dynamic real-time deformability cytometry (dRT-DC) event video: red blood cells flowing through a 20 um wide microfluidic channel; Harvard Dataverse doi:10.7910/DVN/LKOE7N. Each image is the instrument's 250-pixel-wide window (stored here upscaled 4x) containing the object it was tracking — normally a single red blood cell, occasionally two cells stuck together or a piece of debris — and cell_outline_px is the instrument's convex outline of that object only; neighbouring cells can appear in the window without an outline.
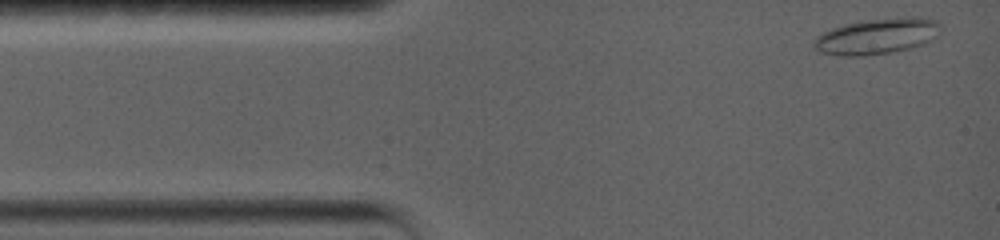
{"species": "common noctule bat (a hibernating species)", "species_latin": "Nyctalus noctula", "temperature_condition": "warm", "stored_images_in_passage": 32, "camera_frame_rate_fps": 5000, "um_per_image_px": 0.085, "animal": {"sex": "female", "body_mass_g": 19.0, "forearm_length_mm": 56.7}, "frame": {"image": 1, "passage_image": 1, "time_ms": 0.0, "image_size_px": [1000, 240], "cell_outline_px": [[940, 36], [924, 44], [892, 52], [864, 56], [840, 56], [820, 52], [812, 44], [812, 40], [816, 36], [832, 28], [844, 24], [868, 20], [912, 16], [920, 16], [936, 20], [940, 24]], "centroid_in_image_um": [74.57, 3.08], "position_along_channel_um": 10.4, "area_um2": 26.7}}
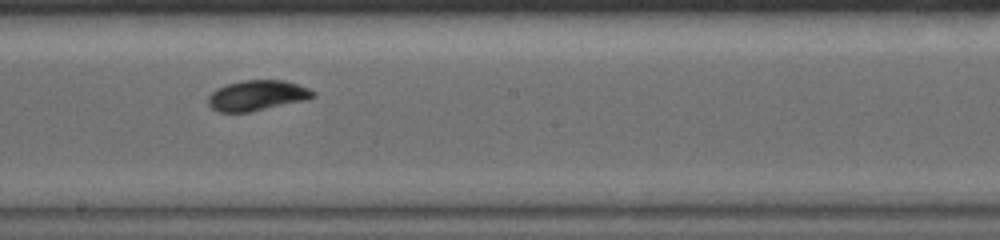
{"frame": {"image": 2, "passage_image": 18, "time_ms": 7.8, "image_size_px": [1000, 240], "cell_outline_px": [[316, 96], [304, 100], [248, 112], [220, 112], [212, 108], [208, 104], [208, 96], [216, 88], [228, 84], [244, 80], [284, 80], [308, 88], [316, 92]], "centroid_in_image_um": [21.84, 8.11], "position_along_channel_um": 226.4, "area_um2": 18.32}}
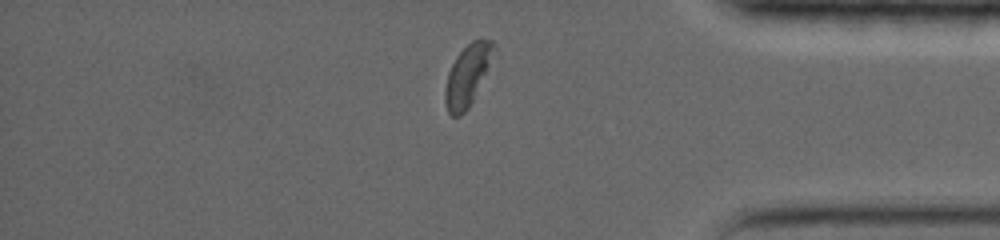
{"frame": {"image": 3, "passage_image": 29, "time_ms": 13.0, "image_size_px": [1000, 240], "cell_outline_px": [[496, 48], [472, 100], [468, 108], [460, 116], [452, 116], [448, 112], [444, 100], [444, 92], [448, 72], [456, 56], [472, 40], [492, 40], [496, 44]], "centroid_in_image_um": [39.7, 6.39], "position_along_channel_um": 395.5, "area_um2": 16.76}, "authors_computed_cell_mechanics": {"area_um2": 18.7272, "velocity_mm_per_s": 3.5856, "shape_relaxation_time_tau1_ms": 5.932, "shape_relaxation_time_tau2_ms": 3.6029, "deformation_change_tau1": 0.1717, "deformation_change_tau2": 0.0542}}